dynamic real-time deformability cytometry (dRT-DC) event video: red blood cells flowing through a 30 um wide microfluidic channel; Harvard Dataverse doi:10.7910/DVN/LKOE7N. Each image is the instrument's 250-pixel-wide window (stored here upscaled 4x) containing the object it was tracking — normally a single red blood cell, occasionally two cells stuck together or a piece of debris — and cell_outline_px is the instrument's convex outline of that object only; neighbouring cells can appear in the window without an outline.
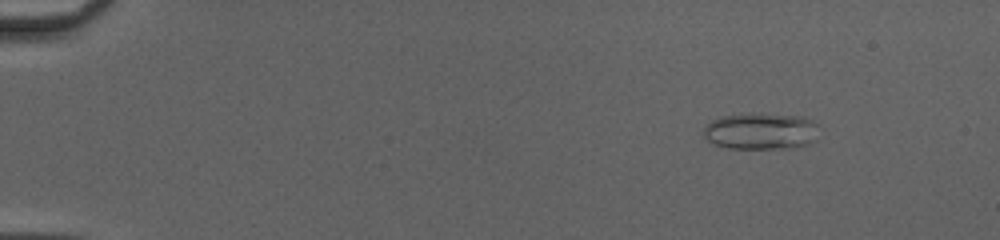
{"species": "common noctule bat (a hibernating species)", "species_latin": "Nyctalus noctula", "temperature_condition": "cold", "stored_images_in_passage": 51, "camera_frame_rate_fps": 3000, "um_per_image_px": 0.085, "animal": {"sex": "female", "body_mass_g": 20.0, "forearm_length_mm": 54.0}, "frame": {"image": 1, "passage_image": 7, "time_ms": 2.0, "image_size_px": [1000, 240], "cell_outline_px": [[820, 124], [816, 140], [808, 144], [792, 148], [728, 148], [712, 144], [704, 136], [704, 128], [712, 120], [720, 116], [804, 116]], "centroid_in_image_um": [64.73, 11.2], "position_along_channel_um": 20.3, "area_um2": 24.04}}
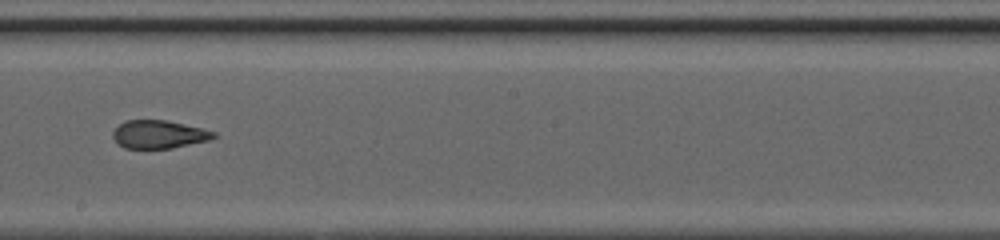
{"frame": {"image": 2, "passage_image": 31, "time_ms": 10.0, "image_size_px": [1000, 240], "cell_outline_px": [[216, 136], [208, 140], [172, 148], [124, 148], [112, 136], [112, 132], [120, 124], [128, 120], [168, 120], [204, 128], [216, 132]], "centroid_in_image_um": [13.53, 11.41], "position_along_channel_um": 234.7, "area_um2": 16.42}}
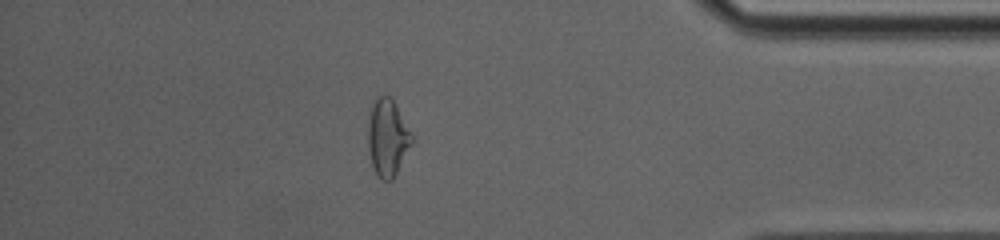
{"frame": {"image": 3, "passage_image": 45, "time_ms": 14.667, "image_size_px": [1000, 240], "cell_outline_px": [[412, 140], [392, 180], [384, 180], [376, 172], [372, 164], [368, 148], [368, 116], [372, 104], [376, 96], [388, 96], [392, 100], [412, 136]], "centroid_in_image_um": [32.88, 11.67], "position_along_channel_um": 402.3, "area_um2": 18.79}, "authors_computed_cell_mechanics": {"area_um2": 19.5364, "velocity_mm_per_s": 4.2059, "shape_relaxation_time_tau1_ms": null, "shape_relaxation_time_tau2_ms": 0.9221, "deformation_change_tau1": null, "deformation_change_tau2": 0.0896}}